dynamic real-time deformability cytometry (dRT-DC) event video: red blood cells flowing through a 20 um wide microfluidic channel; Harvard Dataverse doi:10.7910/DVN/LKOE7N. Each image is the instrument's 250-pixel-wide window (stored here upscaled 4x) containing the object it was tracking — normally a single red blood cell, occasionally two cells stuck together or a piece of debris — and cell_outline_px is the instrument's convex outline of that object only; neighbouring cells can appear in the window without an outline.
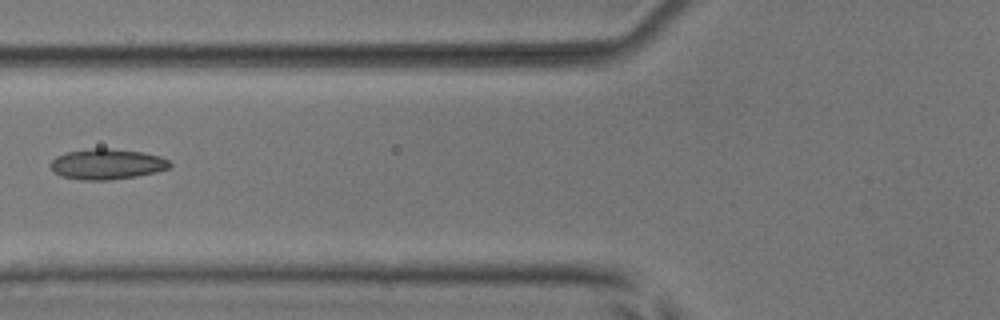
{"species": "common noctule bat (a hibernating species)", "species_latin": "Nyctalus noctula", "temperature_condition": "room temperature", "stored_images_in_passage": 8, "camera_frame_rate_fps": 3000, "um_per_image_px": 0.085, "animal": {"sex": "male", "body_mass_g": 17.9, "forearm_length_mm": 54.2}, "frame": {"image": 1, "passage_image": 6, "time_ms": 6.667, "image_size_px": [1000, 320], "cell_outline_px": [[172, 164], [168, 168], [156, 172], [136, 176], [108, 180], [80, 180], [60, 176], [48, 164], [56, 156], [68, 152], [92, 148], [108, 148], [144, 152], [160, 156], [168, 160]], "centroid_in_image_um": [9.09, 13.95], "position_along_channel_um": 116.7, "area_um2": 21.21}}
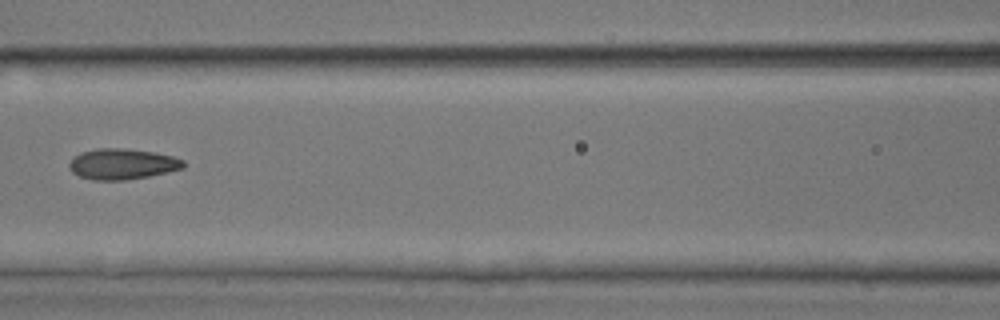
{"frame": {"image": 2, "passage_image": 7, "time_ms": 7.667, "image_size_px": [1000, 320], "cell_outline_px": [[184, 168], [168, 172], [148, 176], [124, 180], [92, 180], [80, 176], [72, 172], [68, 164], [80, 152], [96, 148], [124, 148], [156, 152], [172, 156], [184, 160]], "centroid_in_image_um": [10.4, 13.93], "position_along_channel_um": 156.2, "area_um2": 20.46}}
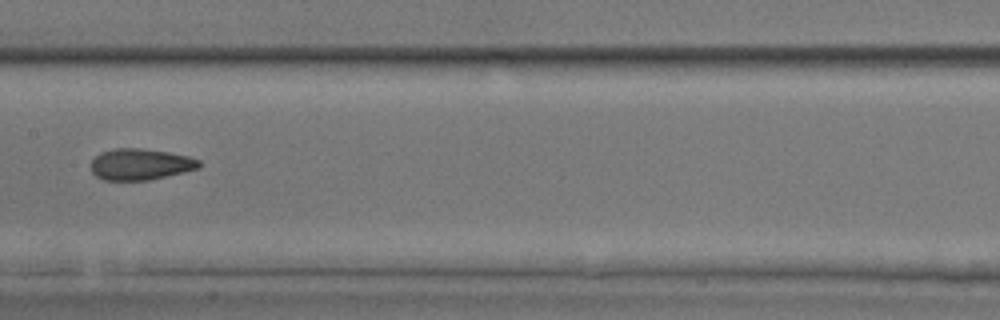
{"frame": {"image": 3, "passage_image": 8, "time_ms": 8.667, "image_size_px": [1000, 320], "cell_outline_px": [[200, 168], [184, 172], [148, 180], [104, 180], [96, 176], [92, 172], [92, 160], [100, 152], [116, 148], [140, 148], [168, 152], [188, 156], [200, 160]], "centroid_in_image_um": [11.94, 13.96], "position_along_channel_um": 195.5, "area_um2": 19.65}}